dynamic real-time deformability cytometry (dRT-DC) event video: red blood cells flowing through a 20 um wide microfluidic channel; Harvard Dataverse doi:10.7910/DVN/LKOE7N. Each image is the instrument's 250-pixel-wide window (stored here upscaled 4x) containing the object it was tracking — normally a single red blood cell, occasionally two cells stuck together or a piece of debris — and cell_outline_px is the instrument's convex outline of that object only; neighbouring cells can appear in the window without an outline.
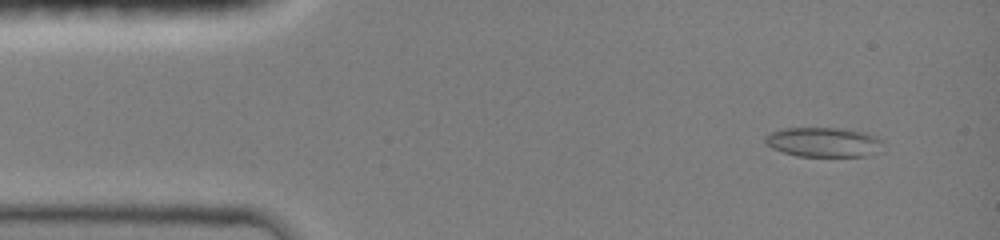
{"species": "common noctule bat (a hibernating species)", "species_latin": "Nyctalus noctula", "temperature_condition": "room temperature", "stored_images_in_passage": 47, "camera_frame_rate_fps": 3000, "um_per_image_px": 0.085, "animal": {"sex": "female", "body_mass_g": 19.0, "forearm_length_mm": 51.5}, "frame": {"image": 1, "passage_image": 4, "time_ms": 1.0, "image_size_px": [1000, 240], "cell_outline_px": [[884, 152], [864, 156], [796, 156], [772, 148], [764, 140], [764, 136], [772, 132], [784, 128], [840, 128], [864, 132], [876, 136], [884, 140]], "centroid_in_image_um": [70.1, 12.09], "position_along_channel_um": 14.9, "area_um2": 20.63}}
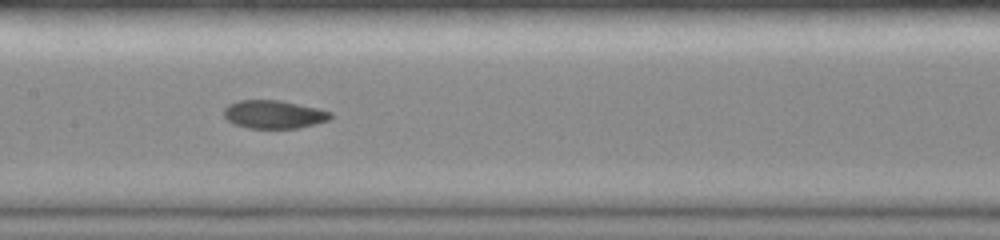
{"frame": {"image": 2, "passage_image": 23, "time_ms": 7.333, "image_size_px": [1000, 240], "cell_outline_px": [[332, 116], [328, 120], [316, 124], [296, 128], [248, 128], [236, 124], [228, 120], [224, 116], [224, 108], [228, 104], [240, 100], [280, 100], [316, 108], [332, 112]], "centroid_in_image_um": [23.27, 9.72], "position_along_channel_um": 184.1, "area_um2": 17.4}}
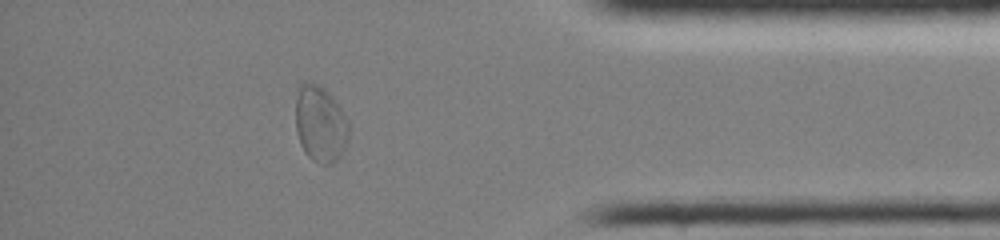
{"frame": {"image": 3, "passage_image": 41, "time_ms": 13.333, "image_size_px": [1000, 240], "cell_outline_px": [[348, 136], [344, 148], [340, 156], [332, 164], [320, 164], [312, 160], [304, 152], [300, 144], [296, 132], [296, 100], [300, 84], [316, 84], [324, 88], [332, 96], [348, 120]], "centroid_in_image_um": [27.22, 10.57], "position_along_channel_um": 408.0, "area_um2": 23.47}}